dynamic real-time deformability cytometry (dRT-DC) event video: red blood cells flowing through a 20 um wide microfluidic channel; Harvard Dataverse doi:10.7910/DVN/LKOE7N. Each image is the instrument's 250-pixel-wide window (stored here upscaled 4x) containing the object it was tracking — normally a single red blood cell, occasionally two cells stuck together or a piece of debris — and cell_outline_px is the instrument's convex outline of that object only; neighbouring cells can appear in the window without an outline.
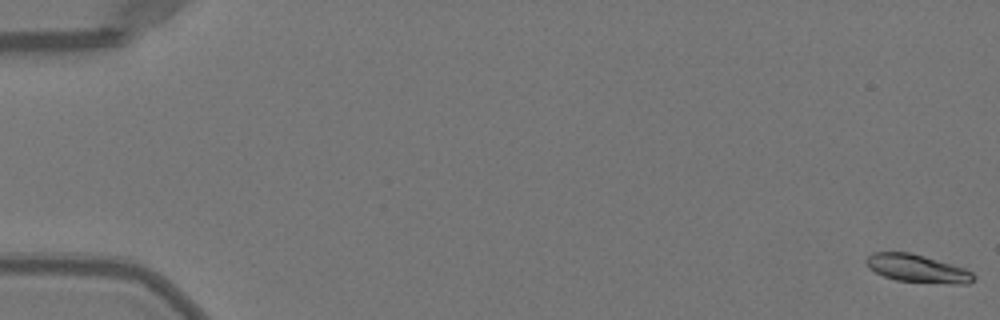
{"species": "Egyptian fruit bat (a non-hibernating species)", "species_latin": "Rousettus aegyptiacus", "temperature_condition": "warm", "stored_images_in_passage": 52, "camera_frame_rate_fps": 3000, "um_per_image_px": 0.085, "animal": {"sex": "female"}, "frame": {"image": 1, "passage_image": 1, "time_ms": 0.0, "image_size_px": [1000, 320], "cell_outline_px": [[976, 276], [968, 284], [956, 284], [896, 280], [884, 276], [868, 268], [864, 260], [872, 252], [908, 252], [924, 256], [964, 268], [972, 272]], "centroid_in_image_um": [77.94, 22.82], "position_along_channel_um": 7.1, "area_um2": 17.28}}
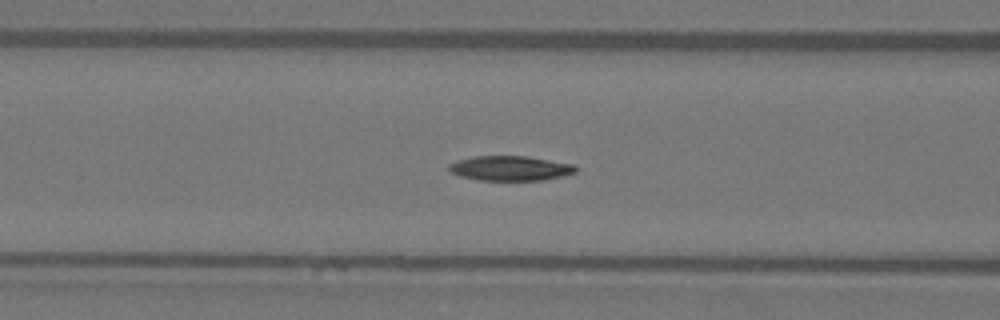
{"frame": {"image": 2, "passage_image": 22, "time_ms": 7.0, "image_size_px": [1000, 320], "cell_outline_px": [[576, 172], [544, 180], [480, 180], [460, 176], [452, 172], [448, 168], [448, 164], [472, 156], [524, 156], [572, 164], [576, 168]], "centroid_in_image_um": [43.34, 14.3], "position_along_channel_um": 123.3, "area_um2": 17.98}}
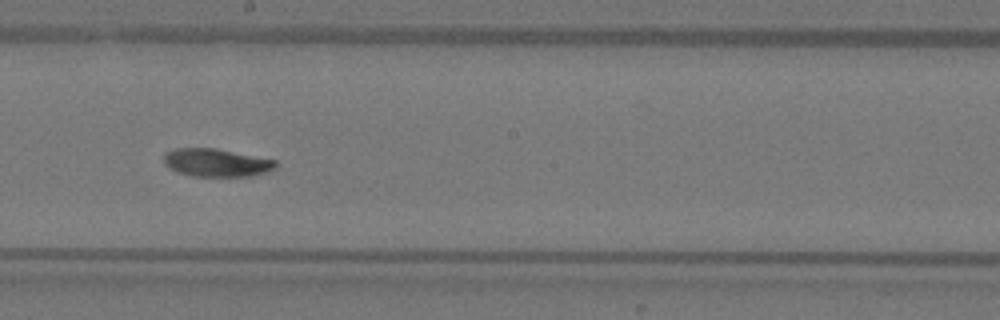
{"frame": {"image": 3, "passage_image": 30, "time_ms": 9.667, "image_size_px": [1000, 320], "cell_outline_px": [[276, 168], [252, 176], [192, 176], [168, 168], [164, 164], [164, 152], [176, 148], [216, 148], [276, 160]], "centroid_in_image_um": [18.37, 13.82], "position_along_channel_um": 229.8, "area_um2": 18.21}, "authors_computed_cell_mechanics": {"area_um2": 18.1203, "velocity_mm_per_s": 4.0025, "shape_relaxation_time_tau1_ms": 4.3382, "shape_relaxation_time_tau2_ms": null, "deformation_change_tau1": 0.1578, "deformation_change_tau2": null}}